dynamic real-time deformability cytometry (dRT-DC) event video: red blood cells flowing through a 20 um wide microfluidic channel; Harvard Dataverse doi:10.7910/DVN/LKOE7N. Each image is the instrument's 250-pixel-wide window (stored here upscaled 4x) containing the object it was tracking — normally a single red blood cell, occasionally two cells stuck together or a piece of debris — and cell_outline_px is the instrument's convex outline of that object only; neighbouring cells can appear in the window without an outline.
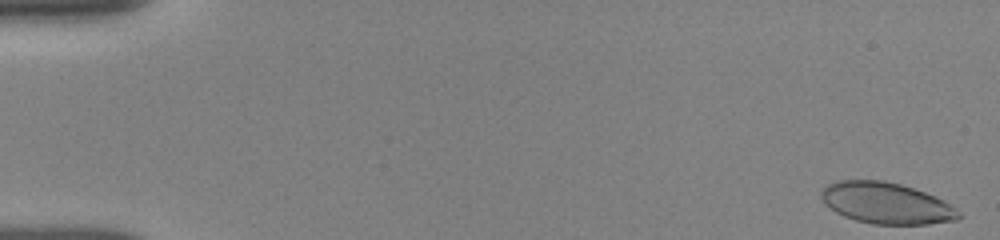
{"species": "human", "species_latin": "Homo sapiens", "temperature_condition": "room temperature", "stored_images_in_passage": 16, "camera_frame_rate_fps": 3000, "um_per_image_px": 0.085, "donor": {"sex": "female"}, "frame": {"image": 1, "passage_image": 1, "time_ms": 0.0, "image_size_px": [1000, 240], "cell_outline_px": [[960, 216], [956, 220], [928, 224], [872, 224], [856, 220], [844, 216], [836, 212], [824, 204], [820, 196], [820, 192], [828, 184], [836, 180], [884, 180], [900, 184], [936, 196], [944, 200], [956, 208], [960, 212]], "centroid_in_image_um": [75.32, 17.26], "position_along_channel_um": 9.7, "area_um2": 33.12}}
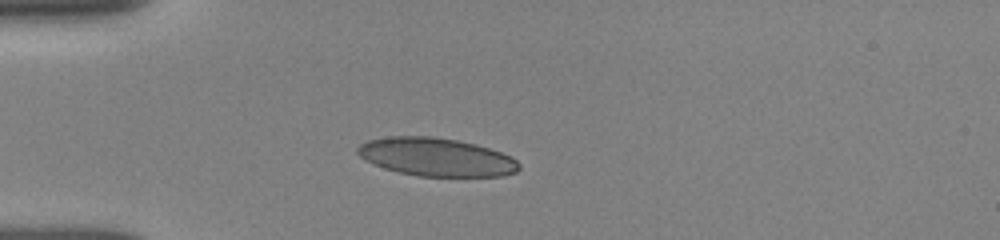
{"frame": {"image": 2, "passage_image": 12, "time_ms": 4.333, "image_size_px": [1000, 240], "cell_outline_px": [[520, 168], [516, 172], [504, 176], [416, 176], [384, 168], [360, 156], [356, 152], [356, 148], [360, 144], [368, 140], [388, 136], [432, 136], [456, 140], [476, 144], [512, 156], [520, 164]], "centroid_in_image_um": [37.1, 13.34], "position_along_channel_um": 47.9, "area_um2": 35.89}}
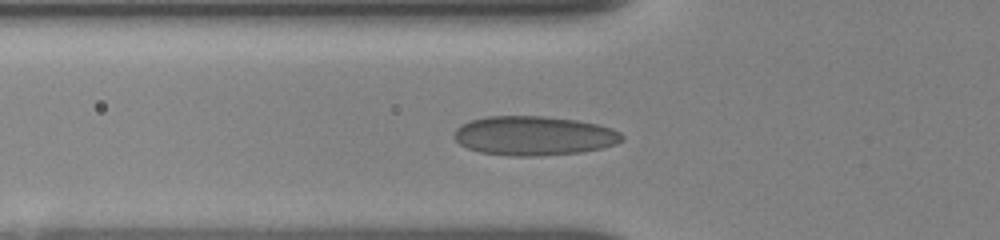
{"frame": {"image": 3, "passage_image": 16, "time_ms": 5.667, "image_size_px": [1000, 240], "cell_outline_px": [[624, 140], [616, 144], [600, 148], [580, 152], [536, 156], [508, 156], [480, 152], [468, 148], [460, 144], [452, 136], [456, 128], [460, 124], [484, 116], [544, 116], [576, 120], [600, 124], [612, 128], [620, 132], [624, 136]], "centroid_in_image_um": [45.38, 11.53], "position_along_channel_um": 80.4, "area_um2": 38.67}}